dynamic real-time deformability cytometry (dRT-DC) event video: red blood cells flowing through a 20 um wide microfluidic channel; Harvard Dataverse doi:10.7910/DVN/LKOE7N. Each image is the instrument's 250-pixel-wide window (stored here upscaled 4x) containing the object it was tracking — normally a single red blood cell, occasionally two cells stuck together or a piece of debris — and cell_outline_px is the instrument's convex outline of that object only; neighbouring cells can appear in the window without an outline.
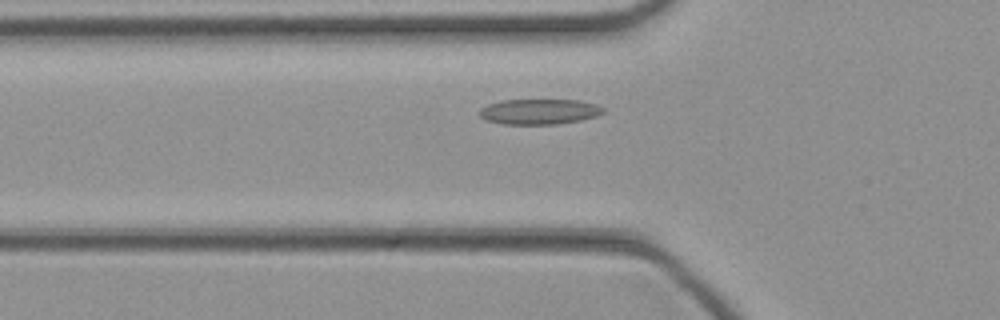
{"species": "common noctule bat (a hibernating species)", "species_latin": "Nyctalus noctula", "temperature_condition": "cold", "stored_images_in_passage": 34, "camera_frame_rate_fps": 3000, "um_per_image_px": 0.085, "animal": {"sex": "female", "body_mass_g": 21.9}, "frame": {"image": 1, "passage_image": 4, "time_ms": 1.0, "image_size_px": [1000, 320], "cell_outline_px": [[604, 112], [596, 116], [580, 120], [556, 124], [504, 124], [484, 120], [480, 116], [480, 108], [488, 104], [500, 100], [580, 100], [596, 104], [604, 108]], "centroid_in_image_um": [45.82, 9.48], "position_along_channel_um": 80.0, "area_um2": 18.32}}
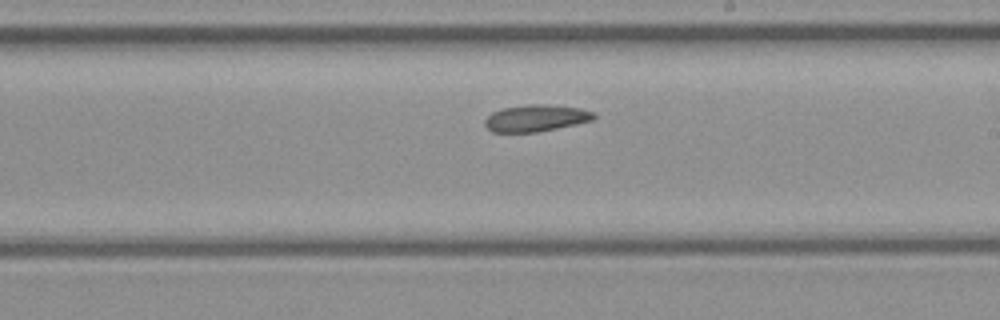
{"frame": {"image": 2, "passage_image": 15, "time_ms": 4.667, "image_size_px": [1000, 320], "cell_outline_px": [[596, 116], [592, 120], [576, 124], [536, 132], [492, 132], [484, 124], [484, 120], [492, 112], [504, 108], [528, 104], [544, 104], [580, 108], [596, 112]], "centroid_in_image_um": [45.56, 10.03], "position_along_channel_um": 243.4, "area_um2": 16.94}}
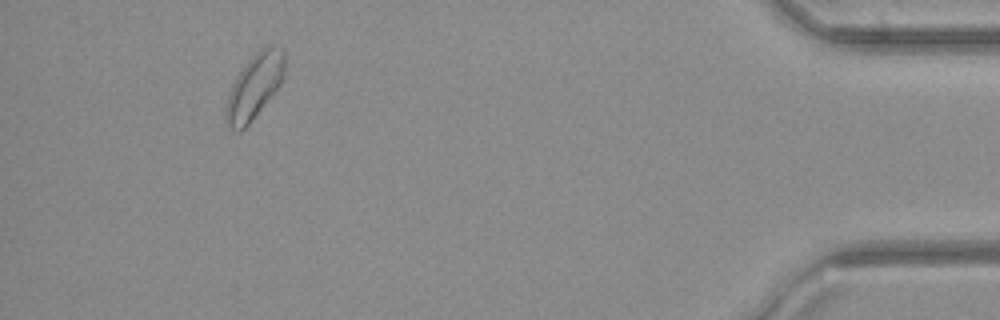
{"frame": {"image": 3, "passage_image": 31, "time_ms": 10.0, "image_size_px": [1000, 320], "cell_outline_px": [[284, 76], [280, 84], [252, 120], [240, 132], [236, 132], [224, 120], [224, 108], [228, 92], [236, 76], [248, 60], [260, 48], [268, 44], [272, 44], [284, 48]], "centroid_in_image_um": [21.6, 7.32], "position_along_channel_um": 413.6, "area_um2": 22.37}}